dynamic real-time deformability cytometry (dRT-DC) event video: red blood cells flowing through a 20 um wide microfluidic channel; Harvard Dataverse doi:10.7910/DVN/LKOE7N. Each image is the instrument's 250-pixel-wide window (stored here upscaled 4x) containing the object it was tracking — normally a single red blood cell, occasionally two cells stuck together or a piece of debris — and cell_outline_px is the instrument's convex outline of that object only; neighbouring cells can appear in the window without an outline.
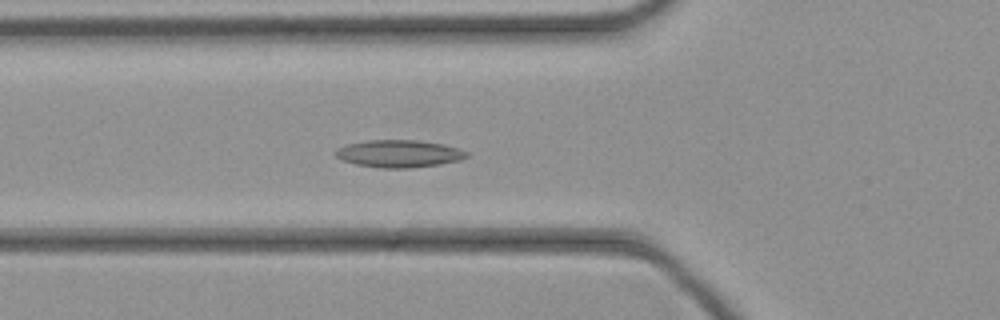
{"species": "common noctule bat (a hibernating species)", "species_latin": "Nyctalus noctula", "temperature_condition": "cold", "stored_images_in_passage": 39, "camera_frame_rate_fps": 3000, "um_per_image_px": 0.085, "animal": {"sex": "female", "body_mass_g": 21.9}, "frame": {"image": 1, "passage_image": 10, "time_ms": 3.0, "image_size_px": [1000, 320], "cell_outline_px": [[468, 156], [460, 160], [440, 164], [412, 168], [380, 168], [356, 164], [344, 160], [336, 156], [332, 152], [336, 148], [348, 144], [368, 140], [420, 140], [444, 144], [468, 152]], "centroid_in_image_um": [33.9, 13.06], "position_along_channel_um": 91.9, "area_um2": 20.98}}
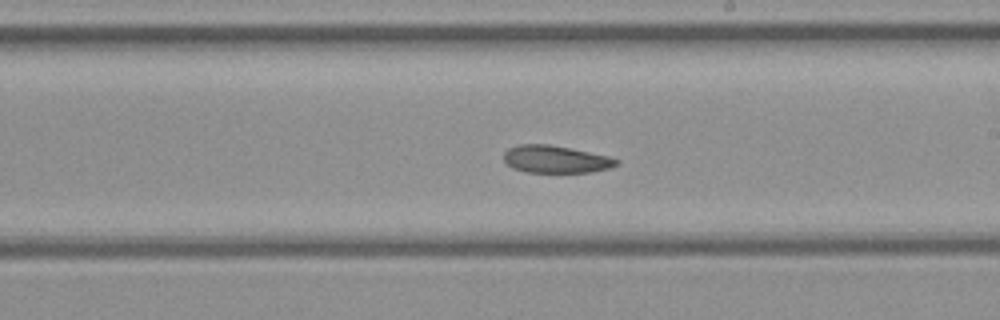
{"frame": {"image": 2, "passage_image": 20, "time_ms": 6.333, "image_size_px": [1000, 320], "cell_outline_px": [[620, 164], [608, 168], [588, 172], [524, 172], [512, 168], [504, 160], [504, 152], [508, 148], [520, 144], [548, 144], [608, 156], [620, 160]], "centroid_in_image_um": [47.21, 13.54], "position_along_channel_um": 241.8, "area_um2": 17.86}}
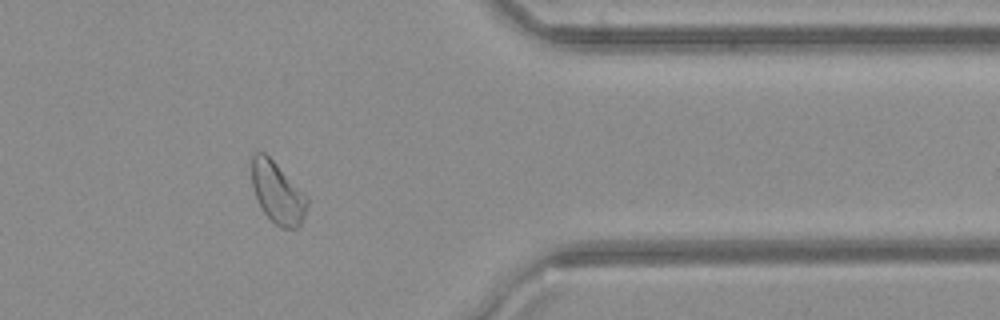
{"frame": {"image": 3, "passage_image": 31, "time_ms": 10.0, "image_size_px": [1000, 320], "cell_outline_px": [[308, 204], [304, 216], [300, 224], [296, 228], [280, 228], [264, 212], [256, 196], [252, 184], [252, 156], [256, 152], [264, 152], [308, 196]], "centroid_in_image_um": [23.6, 16.39], "position_along_channel_um": 387.8, "area_um2": 19.48}}